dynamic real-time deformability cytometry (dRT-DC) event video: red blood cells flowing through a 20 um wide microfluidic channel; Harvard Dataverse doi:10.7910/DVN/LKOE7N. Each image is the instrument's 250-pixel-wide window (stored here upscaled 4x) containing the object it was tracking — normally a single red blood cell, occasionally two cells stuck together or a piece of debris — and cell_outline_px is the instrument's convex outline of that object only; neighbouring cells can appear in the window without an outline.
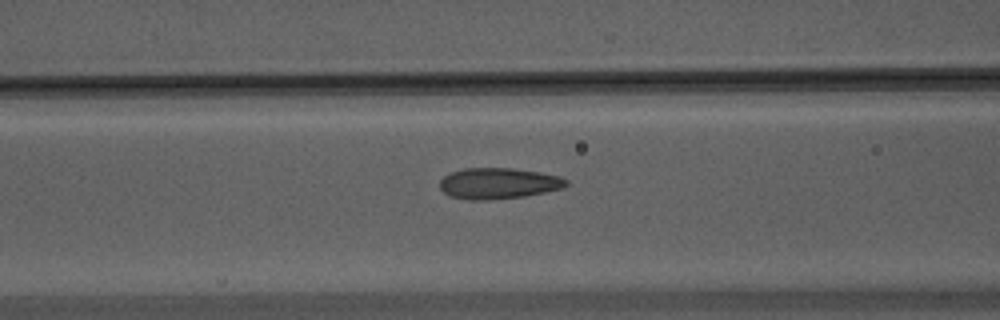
{"species": "Egyptian fruit bat (a non-hibernating species)", "species_latin": "Rousettus aegyptiacus", "temperature_condition": "warm", "stored_images_in_passage": 37, "camera_frame_rate_fps": 3000, "um_per_image_px": 0.085, "animal": {"sex": "male"}, "frame": {"image": 1, "passage_image": 10, "time_ms": 3.0, "image_size_px": [1000, 320], "cell_outline_px": [[568, 184], [564, 188], [524, 196], [488, 200], [468, 200], [448, 196], [440, 188], [440, 180], [444, 176], [452, 172], [464, 168], [512, 168], [540, 172], [560, 176], [568, 180]], "centroid_in_image_um": [42.37, 15.59], "position_along_channel_um": 124.2, "area_um2": 22.95}}
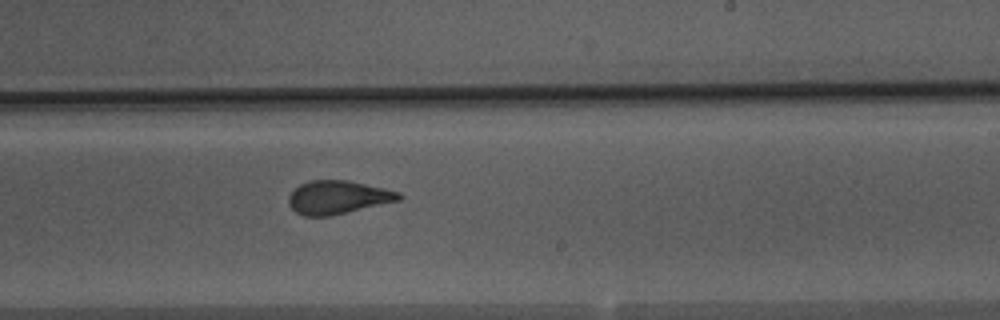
{"frame": {"image": 2, "passage_image": 21, "time_ms": 6.667, "image_size_px": [1000, 320], "cell_outline_px": [[404, 196], [400, 200], [328, 216], [304, 216], [296, 212], [288, 204], [288, 196], [300, 184], [308, 180], [348, 180], [384, 188], [400, 192]], "centroid_in_image_um": [28.71, 16.76], "position_along_channel_um": 260.3, "area_um2": 21.33}}
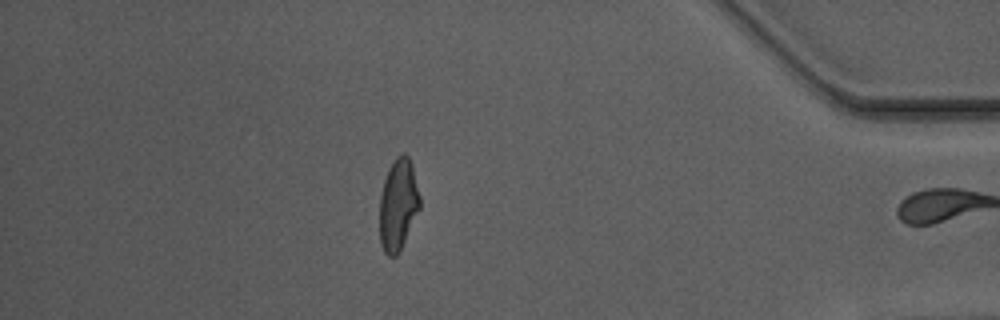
{"frame": {"image": 3, "passage_image": 36, "time_ms": 11.667, "image_size_px": [1000, 320], "cell_outline_px": [[420, 208], [396, 256], [388, 256], [384, 252], [380, 244], [380, 196], [384, 180], [388, 168], [396, 156], [400, 152], [404, 152], [408, 156], [412, 164], [420, 196]], "centroid_in_image_um": [33.83, 17.34], "position_along_channel_um": 401.4, "area_um2": 21.39}, "authors_computed_cell_mechanics": {"area_um2": 21.8484, "velocity_mm_per_s": 3.7208, "shape_relaxation_time_tau1_ms": 8.8639, "shape_relaxation_time_tau2_ms": 1.5752, "deformation_change_tau1": 0.2243, "deformation_change_tau2": 0.0942}}